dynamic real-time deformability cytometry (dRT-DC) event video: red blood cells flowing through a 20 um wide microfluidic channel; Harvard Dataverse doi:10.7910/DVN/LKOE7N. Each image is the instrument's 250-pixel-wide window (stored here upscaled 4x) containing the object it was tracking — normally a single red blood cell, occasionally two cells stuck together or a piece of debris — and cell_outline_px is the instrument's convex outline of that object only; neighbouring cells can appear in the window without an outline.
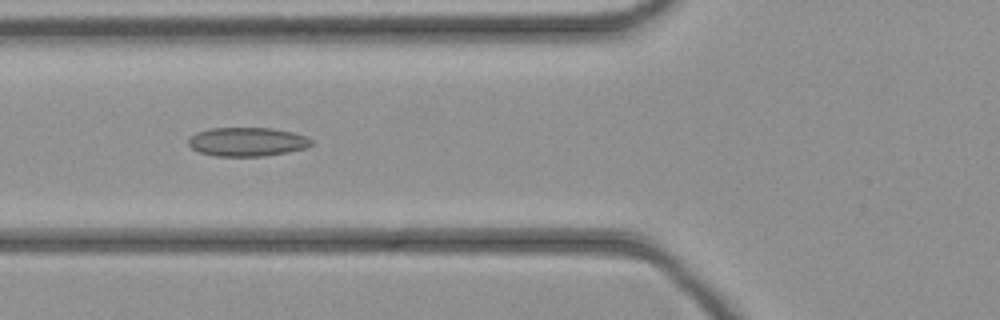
{"species": "common noctule bat (a hibernating species)", "species_latin": "Nyctalus noctula", "temperature_condition": "cold", "stored_images_in_passage": 44, "camera_frame_rate_fps": 3000, "um_per_image_px": 0.085, "animal": {"sex": "female", "body_mass_g": 21.9}, "frame": {"image": 1, "passage_image": 16, "time_ms": 5.0, "image_size_px": [1000, 320], "cell_outline_px": [[312, 144], [304, 148], [288, 152], [264, 156], [216, 156], [200, 152], [192, 148], [188, 144], [188, 136], [196, 132], [208, 128], [272, 128], [292, 132], [308, 136], [312, 140]], "centroid_in_image_um": [20.99, 12.04], "position_along_channel_um": 104.8, "area_um2": 20.81}}
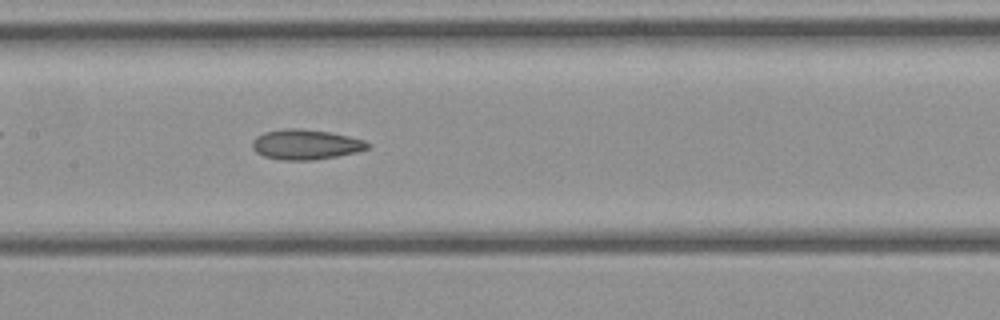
{"frame": {"image": 2, "passage_image": 21, "time_ms": 6.667, "image_size_px": [1000, 320], "cell_outline_px": [[372, 148], [356, 152], [336, 156], [312, 160], [280, 160], [264, 156], [256, 152], [252, 148], [252, 140], [256, 136], [264, 132], [284, 128], [296, 128], [328, 132], [348, 136], [364, 140], [372, 144]], "centroid_in_image_um": [25.98, 12.28], "position_along_channel_um": 181.4, "area_um2": 20.29}}
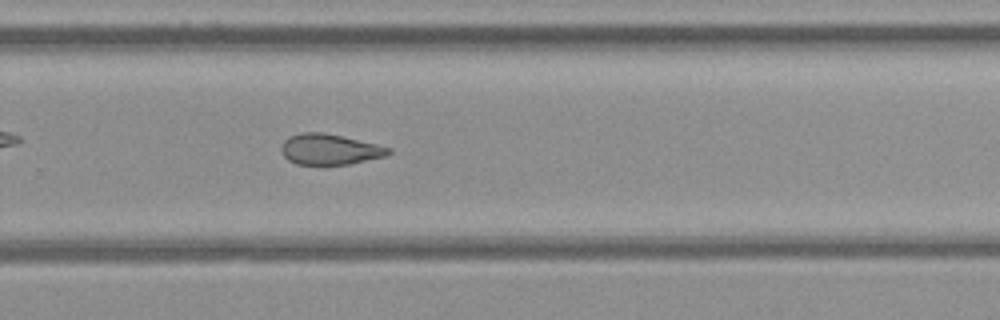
{"frame": {"image": 3, "passage_image": 29, "time_ms": 9.333, "image_size_px": [1000, 320], "cell_outline_px": [[392, 152], [384, 156], [348, 164], [296, 164], [288, 160], [280, 152], [280, 148], [284, 140], [288, 136], [300, 132], [324, 132], [376, 144], [392, 148]], "centroid_in_image_um": [27.97, 12.68], "position_along_channel_um": 301.8, "area_um2": 19.13}}